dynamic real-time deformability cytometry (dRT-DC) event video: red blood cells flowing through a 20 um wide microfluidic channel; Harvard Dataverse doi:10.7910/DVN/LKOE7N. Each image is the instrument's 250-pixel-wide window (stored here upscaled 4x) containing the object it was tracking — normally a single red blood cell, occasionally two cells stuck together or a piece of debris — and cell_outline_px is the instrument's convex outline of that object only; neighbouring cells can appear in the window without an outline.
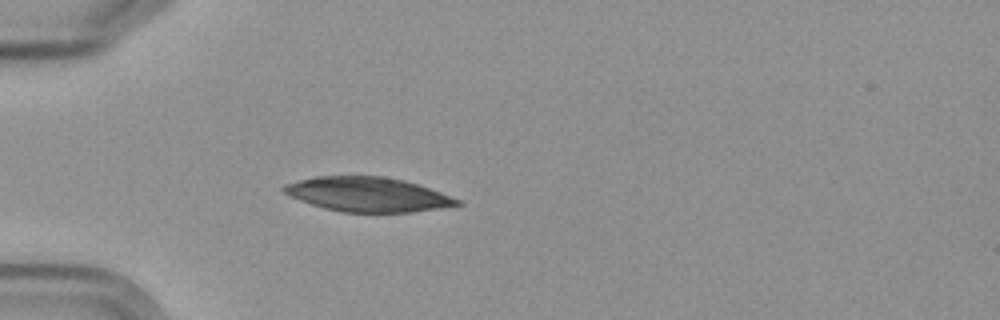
{"species": "Egyptian fruit bat (a non-hibernating species)", "species_latin": "Rousettus aegyptiacus", "temperature_condition": "cold", "stored_images_in_passage": 3, "camera_frame_rate_fps": 3000, "um_per_image_px": 0.085, "frame": {"image": 1, "passage_image": 3, "time_ms": 3.333, "image_size_px": [1000, 320], "cell_outline_px": [[464, 204], [440, 208], [412, 212], [340, 212], [324, 208], [300, 200], [284, 192], [280, 188], [284, 184], [316, 176], [384, 176], [404, 180], [440, 192], [460, 200]], "centroid_in_image_um": [31.25, 16.52], "position_along_channel_um": 53.7, "area_um2": 34.56}}